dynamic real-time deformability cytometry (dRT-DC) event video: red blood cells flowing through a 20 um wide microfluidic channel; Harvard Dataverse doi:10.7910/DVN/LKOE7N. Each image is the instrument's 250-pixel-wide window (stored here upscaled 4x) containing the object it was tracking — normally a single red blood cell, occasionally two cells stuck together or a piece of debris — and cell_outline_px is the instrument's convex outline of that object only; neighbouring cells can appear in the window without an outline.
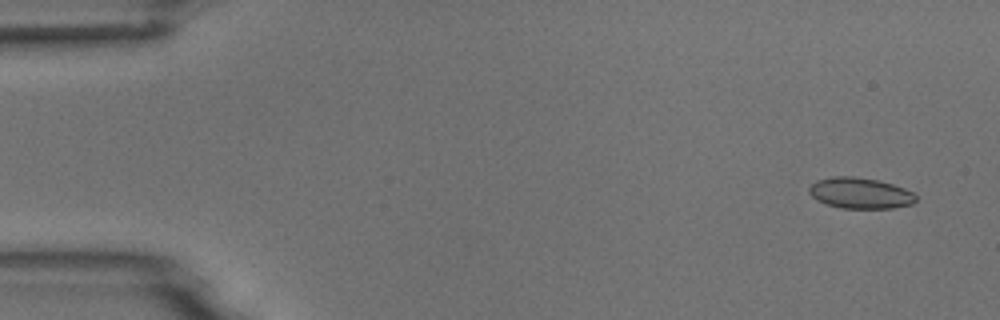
{"species": "common noctule bat (a hibernating species)", "species_latin": "Nyctalus noctula", "temperature_condition": "room temperature", "stored_images_in_passage": 6, "camera_frame_rate_fps": 3000, "um_per_image_px": 0.085, "animal": {"sex": "male", "body_mass_g": 18.8}, "frame": {"image": 1, "passage_image": 1, "time_ms": 0.0, "image_size_px": [1000, 320], "cell_outline_px": [[916, 200], [912, 204], [892, 208], [840, 208], [816, 200], [808, 192], [808, 188], [816, 180], [832, 176], [852, 176], [880, 180], [904, 188], [912, 192], [916, 196]], "centroid_in_image_um": [73.09, 16.4], "position_along_channel_um": 11.9, "area_um2": 19.31}}